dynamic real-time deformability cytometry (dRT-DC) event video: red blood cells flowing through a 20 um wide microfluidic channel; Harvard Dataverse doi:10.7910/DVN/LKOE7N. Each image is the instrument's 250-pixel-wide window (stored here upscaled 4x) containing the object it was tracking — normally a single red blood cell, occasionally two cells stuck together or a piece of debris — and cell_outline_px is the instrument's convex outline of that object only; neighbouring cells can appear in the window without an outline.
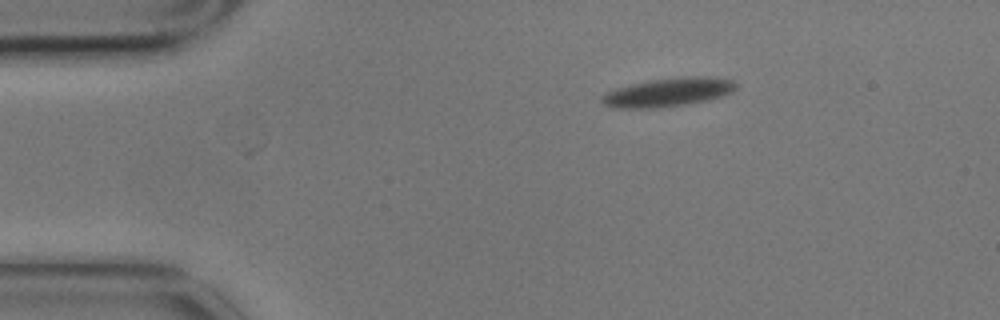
{"species": "common noctule bat (a hibernating species)", "species_latin": "Nyctalus noctula", "temperature_condition": "cold", "stored_images_in_passage": 2, "camera_frame_rate_fps": 3000, "um_per_image_px": 0.085, "animal": {"sex": "male", "body_mass_g": 17.9}, "frame": {"image": 1, "passage_image": 1, "time_ms": 0.0, "image_size_px": [1000, 320], "cell_outline_px": [[736, 88], [732, 92], [708, 100], [660, 108], [612, 108], [604, 104], [600, 100], [600, 96], [616, 88], [652, 80], [676, 76], [708, 76], [732, 80], [736, 84]], "centroid_in_image_um": [56.78, 7.84], "position_along_channel_um": 28.2, "area_um2": 22.37}}